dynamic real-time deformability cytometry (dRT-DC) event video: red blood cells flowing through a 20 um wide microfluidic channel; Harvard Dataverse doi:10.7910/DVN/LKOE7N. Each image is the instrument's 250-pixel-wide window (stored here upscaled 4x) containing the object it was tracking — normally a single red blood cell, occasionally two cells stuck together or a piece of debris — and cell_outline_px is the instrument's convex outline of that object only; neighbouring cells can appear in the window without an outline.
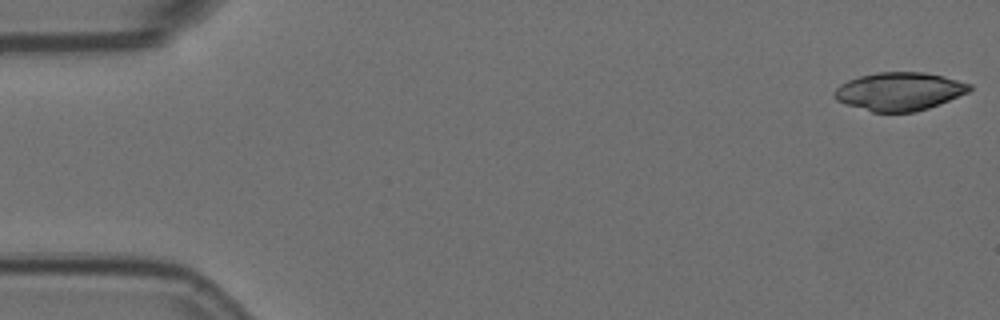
{"species": "Egyptian fruit bat (a non-hibernating species)", "species_latin": "Rousettus aegyptiacus", "temperature_condition": "room temperature", "stored_images_in_passage": 56, "camera_frame_rate_fps": 3000, "um_per_image_px": 0.085, "animal": {"sex": "female"}, "frame": {"image": 1, "passage_image": 1, "time_ms": 0.0, "image_size_px": [1000, 320], "cell_outline_px": [[972, 88], [968, 92], [928, 108], [916, 112], [872, 112], [836, 100], [832, 92], [840, 84], [848, 80], [860, 76], [880, 72], [924, 72], [972, 84]], "centroid_in_image_um": [76.42, 7.77], "position_along_channel_um": 8.6, "area_um2": 29.77}}
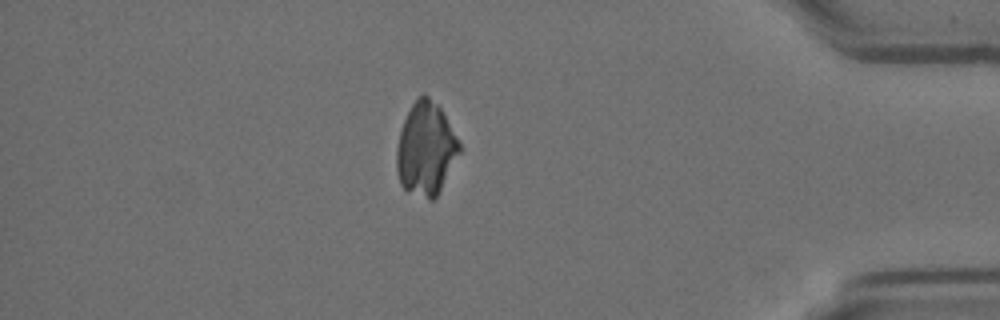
{"frame": {"image": 2, "passage_image": 48, "time_ms": 15.667, "image_size_px": [1000, 320], "cell_outline_px": [[460, 152], [436, 196], [432, 200], [428, 200], [404, 188], [400, 184], [396, 168], [396, 148], [400, 132], [404, 120], [412, 104], [424, 92], [440, 104], [460, 144]], "centroid_in_image_um": [36.19, 12.61], "position_along_channel_um": 399.0, "area_um2": 33.87}}
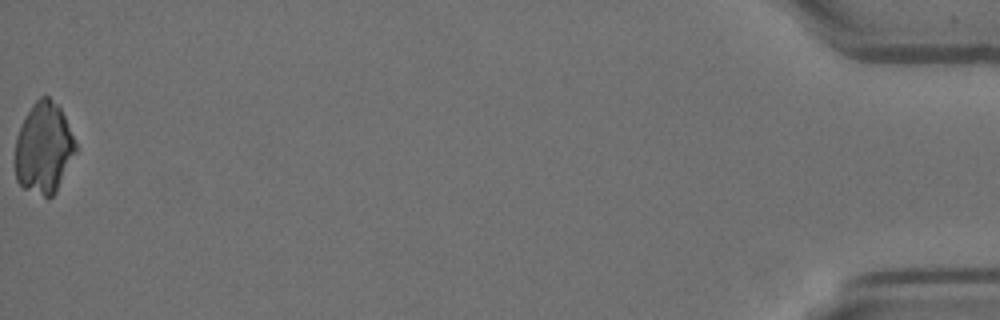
{"frame": {"image": 3, "passage_image": 56, "time_ms": 18.333, "image_size_px": [1000, 320], "cell_outline_px": [[76, 152], [56, 192], [48, 200], [24, 188], [16, 180], [12, 160], [16, 136], [32, 104], [40, 96], [48, 96], [60, 108], [64, 116], [76, 144]], "centroid_in_image_um": [3.67, 12.64], "position_along_channel_um": 431.5, "area_um2": 32.54}}